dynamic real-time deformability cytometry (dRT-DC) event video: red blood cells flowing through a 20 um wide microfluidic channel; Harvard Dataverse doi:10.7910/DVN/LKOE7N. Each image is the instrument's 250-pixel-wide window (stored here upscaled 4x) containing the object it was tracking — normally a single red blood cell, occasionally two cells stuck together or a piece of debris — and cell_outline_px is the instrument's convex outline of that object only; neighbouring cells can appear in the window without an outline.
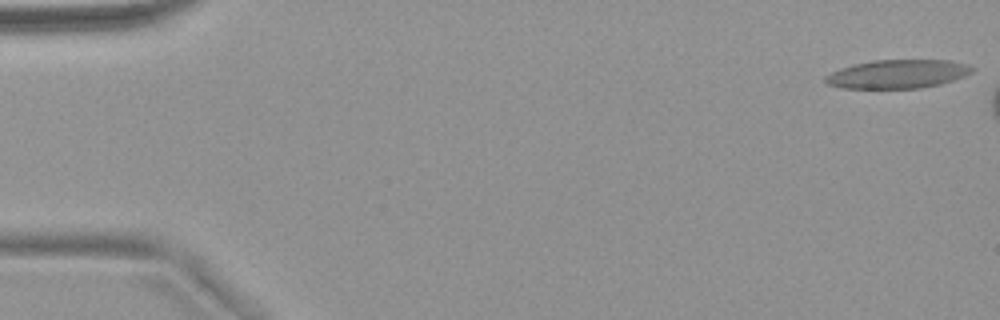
{"species": "common noctule bat (a hibernating species)", "species_latin": "Nyctalus noctula", "temperature_condition": "warm", "stored_images_in_passage": 8, "camera_frame_rate_fps": 3000, "um_per_image_px": 0.085, "animal": {"sex": "female", "body_mass_g": 18.4}, "frame": {"image": 1, "passage_image": 1, "time_ms": 0.0, "image_size_px": [1000, 320], "cell_outline_px": [[976, 68], [972, 72], [964, 76], [940, 84], [920, 88], [840, 88], [828, 84], [824, 80], [824, 76], [840, 68], [872, 60], [948, 60], [964, 64]], "centroid_in_image_um": [76.28, 6.29], "position_along_channel_um": 8.7, "area_um2": 24.33}}